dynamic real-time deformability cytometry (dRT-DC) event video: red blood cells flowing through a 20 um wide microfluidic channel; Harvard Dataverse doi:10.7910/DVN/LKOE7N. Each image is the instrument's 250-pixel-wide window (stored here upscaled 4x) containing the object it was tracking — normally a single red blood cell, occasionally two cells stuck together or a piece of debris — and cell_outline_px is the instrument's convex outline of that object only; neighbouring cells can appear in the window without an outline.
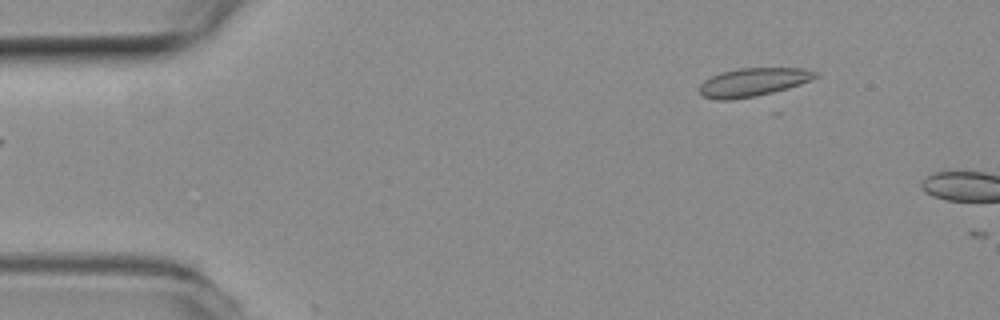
{"species": "common noctule bat (a hibernating species)", "species_latin": "Nyctalus noctula", "temperature_condition": "room temperature", "stored_images_in_passage": 3, "camera_frame_rate_fps": 3000, "um_per_image_px": 0.085, "animal": {"sex": "female", "body_mass_g": 19.3, "forearm_length_mm": 54.1}, "frame": {"image": 1, "passage_image": 1, "time_ms": 0.0, "image_size_px": [1000, 320], "cell_outline_px": [[820, 76], [812, 80], [788, 88], [756, 96], [732, 100], [716, 100], [704, 96], [700, 92], [700, 84], [704, 80], [720, 72], [740, 68], [800, 68], [820, 72]], "centroid_in_image_um": [64.05, 6.98], "position_along_channel_um": 21.0, "area_um2": 19.25}}